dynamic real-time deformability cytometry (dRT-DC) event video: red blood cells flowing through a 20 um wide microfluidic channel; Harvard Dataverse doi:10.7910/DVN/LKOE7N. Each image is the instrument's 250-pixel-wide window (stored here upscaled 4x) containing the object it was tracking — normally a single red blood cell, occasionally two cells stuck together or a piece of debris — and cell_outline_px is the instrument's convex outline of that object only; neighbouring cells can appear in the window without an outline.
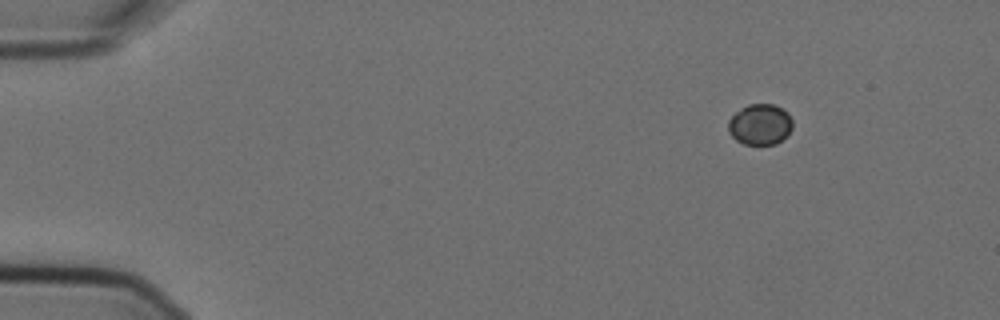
{"species": "Egyptian fruit bat (a non-hibernating species)", "species_latin": "Rousettus aegyptiacus", "temperature_condition": "cold", "stored_images_in_passage": 6, "segment_of_instrument_passage": [2, 2], "camera_frame_rate_fps": 3000, "um_per_image_px": 0.085, "animal": {"sex": "female"}, "frame": {"image": 1, "passage_image": 6, "time_ms": 1.667, "image_size_px": [1000, 320], "cell_outline_px": [[792, 128], [788, 136], [776, 144], [744, 144], [736, 140], [728, 132], [728, 120], [740, 108], [748, 104], [772, 104], [788, 112], [792, 120]], "centroid_in_image_um": [64.61, 10.58], "position_along_channel_um": 20.4, "area_um2": 15.43}}